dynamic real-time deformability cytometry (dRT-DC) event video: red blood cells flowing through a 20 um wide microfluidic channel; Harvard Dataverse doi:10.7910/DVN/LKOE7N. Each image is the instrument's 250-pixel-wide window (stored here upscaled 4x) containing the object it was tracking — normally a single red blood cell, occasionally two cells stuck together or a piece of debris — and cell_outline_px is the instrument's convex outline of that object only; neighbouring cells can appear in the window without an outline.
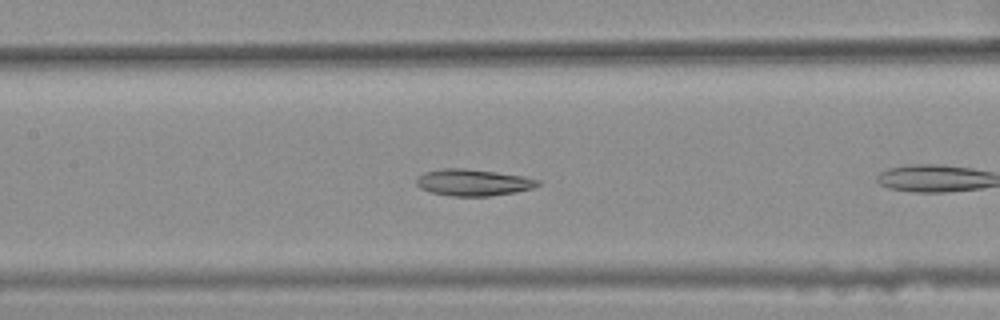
{"species": "common noctule bat (a hibernating species)", "species_latin": "Nyctalus noctula", "temperature_condition": "warm", "stored_images_in_passage": 11, "camera_frame_rate_fps": 3000, "um_per_image_px": 0.085, "animal": {"sex": "female", "body_mass_g": 25.1}, "frame": {"image": 1, "passage_image": 10, "time_ms": 3.0, "image_size_px": [1000, 320], "cell_outline_px": [[540, 184], [532, 188], [516, 192], [488, 196], [452, 196], [428, 192], [420, 188], [416, 184], [416, 176], [424, 172], [444, 168], [464, 168], [496, 172], [524, 176], [540, 180]], "centroid_in_image_um": [40.18, 15.51], "position_along_channel_um": 167.2, "area_um2": 18.96}}